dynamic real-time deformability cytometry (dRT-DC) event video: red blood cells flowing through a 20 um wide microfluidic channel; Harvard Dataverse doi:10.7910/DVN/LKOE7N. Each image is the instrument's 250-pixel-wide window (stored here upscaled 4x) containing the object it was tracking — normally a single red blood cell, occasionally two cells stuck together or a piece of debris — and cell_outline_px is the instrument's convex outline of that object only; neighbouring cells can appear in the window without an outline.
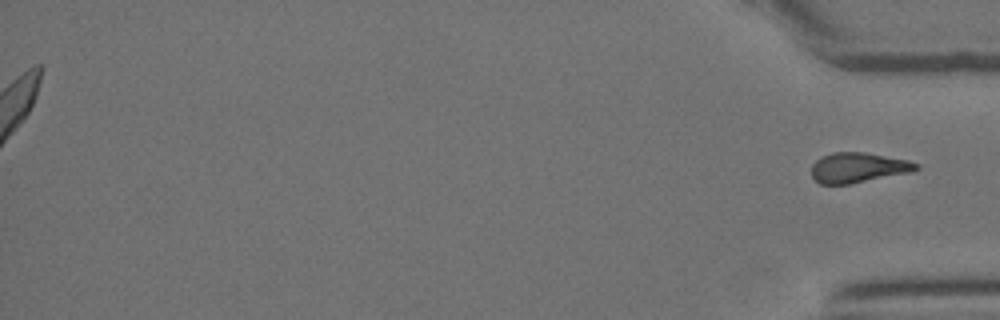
{"species": "Egyptian fruit bat (a non-hibernating species)", "species_latin": "Rousettus aegyptiacus", "temperature_condition": "room temperature", "stored_images_in_passage": 33, "segment_of_instrument_passage": [2, 2], "camera_frame_rate_fps": 3000, "um_per_image_px": 0.085, "animal": {"sex": "female"}, "frame": {"image": 1, "passage_image": 33, "time_ms": 10.667, "image_size_px": [1000, 320], "cell_outline_px": [[920, 168], [912, 172], [848, 184], [820, 184], [812, 176], [812, 164], [820, 156], [832, 152], [864, 152], [908, 160], [920, 164]], "centroid_in_image_um": [72.95, 14.24], "position_along_channel_um": 362.3, "area_um2": 18.38}}